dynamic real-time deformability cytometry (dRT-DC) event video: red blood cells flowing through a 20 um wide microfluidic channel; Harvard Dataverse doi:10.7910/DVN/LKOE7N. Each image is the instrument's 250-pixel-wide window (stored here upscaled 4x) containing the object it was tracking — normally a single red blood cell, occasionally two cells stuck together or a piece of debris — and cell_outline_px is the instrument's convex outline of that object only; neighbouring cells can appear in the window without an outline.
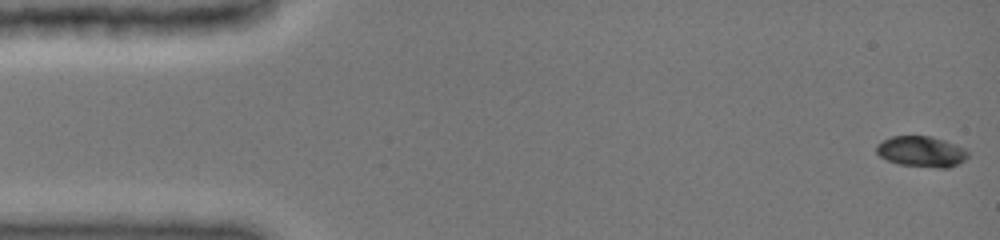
{"species": "common noctule bat (a hibernating species)", "species_latin": "Nyctalus noctula", "temperature_condition": "cold", "stored_images_in_passage": 41, "camera_frame_rate_fps": 3000, "um_per_image_px": 0.085, "animal": {"sex": "female", "body_mass_g": 19.0, "forearm_length_mm": 51.5}, "frame": {"image": 1, "passage_image": 1, "time_ms": 0.0, "image_size_px": [1000, 240], "cell_outline_px": [[968, 156], [964, 160], [948, 168], [940, 168], [900, 164], [888, 160], [880, 156], [876, 152], [876, 144], [892, 136], [932, 136], [956, 144], [964, 148], [968, 152]], "centroid_in_image_um": [78.32, 12.87], "position_along_channel_um": 6.7, "area_um2": 16.3}}
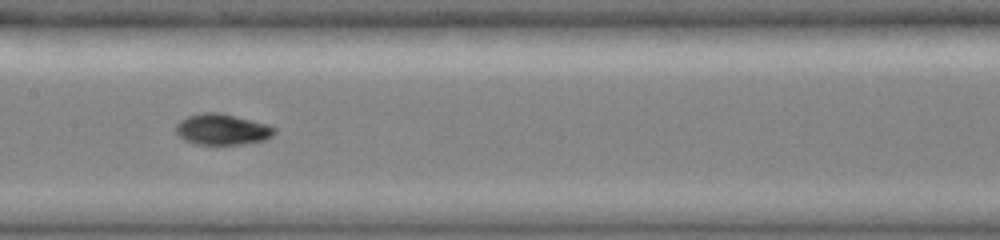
{"frame": {"image": 2, "passage_image": 24, "time_ms": 7.667, "image_size_px": [1000, 240], "cell_outline_px": [[276, 132], [272, 136], [264, 140], [244, 144], [196, 144], [184, 140], [176, 136], [176, 124], [180, 120], [188, 116], [204, 112], [220, 112], [268, 124], [276, 128]], "centroid_in_image_um": [18.88, 11.0], "position_along_channel_um": 188.5, "area_um2": 17.92}}
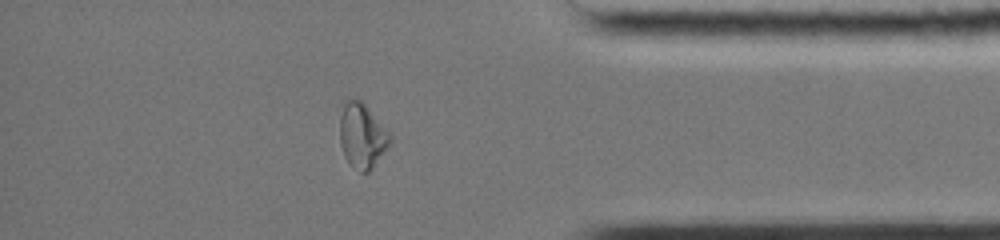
{"frame": {"image": 3, "passage_image": 41, "time_ms": 13.333, "image_size_px": [1000, 240], "cell_outline_px": [[392, 140], [388, 148], [372, 168], [368, 172], [360, 172], [344, 156], [340, 144], [340, 116], [344, 104], [348, 96], [360, 100], [364, 104], [392, 136]], "centroid_in_image_um": [30.78, 11.52], "position_along_channel_um": 404.4, "area_um2": 18.79}, "authors_computed_cell_mechanics": {"area_um2": 16.9932, "velocity_mm_per_s": 4.0086, "shape_relaxation_time_tau1_ms": 7.0836, "shape_relaxation_time_tau2_ms": 1.6169, "deformation_change_tau1": 0.2485, "deformation_change_tau2": 0.0398}}